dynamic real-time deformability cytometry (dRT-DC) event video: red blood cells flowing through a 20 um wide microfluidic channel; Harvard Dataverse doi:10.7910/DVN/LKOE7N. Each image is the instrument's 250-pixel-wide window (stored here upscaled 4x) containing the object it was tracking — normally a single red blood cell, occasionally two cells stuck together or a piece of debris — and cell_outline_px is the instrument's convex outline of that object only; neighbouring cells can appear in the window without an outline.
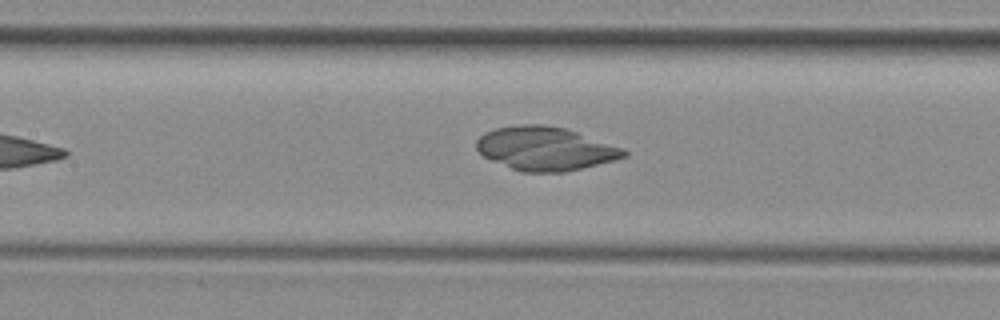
{"species": "common noctule bat (a hibernating species)", "species_latin": "Nyctalus noctula", "temperature_condition": "room temperature", "stored_images_in_passage": 8, "segment_of_instrument_passage": [1, 2], "camera_frame_rate_fps": 3000, "um_per_image_px": 0.085, "animal": {"sex": "female", "body_mass_g": 29.2, "forearm_length_mm": 56.3}, "frame": {"image": 1, "passage_image": 7, "time_ms": 7.0, "image_size_px": [1000, 320], "cell_outline_px": [[628, 156], [616, 160], [564, 172], [524, 172], [512, 168], [492, 160], [484, 156], [476, 148], [476, 140], [484, 132], [496, 128], [524, 124], [544, 124], [568, 128], [624, 148], [628, 152]], "centroid_in_image_um": [46.39, 12.62], "position_along_channel_um": 161.0, "area_um2": 37.57}}